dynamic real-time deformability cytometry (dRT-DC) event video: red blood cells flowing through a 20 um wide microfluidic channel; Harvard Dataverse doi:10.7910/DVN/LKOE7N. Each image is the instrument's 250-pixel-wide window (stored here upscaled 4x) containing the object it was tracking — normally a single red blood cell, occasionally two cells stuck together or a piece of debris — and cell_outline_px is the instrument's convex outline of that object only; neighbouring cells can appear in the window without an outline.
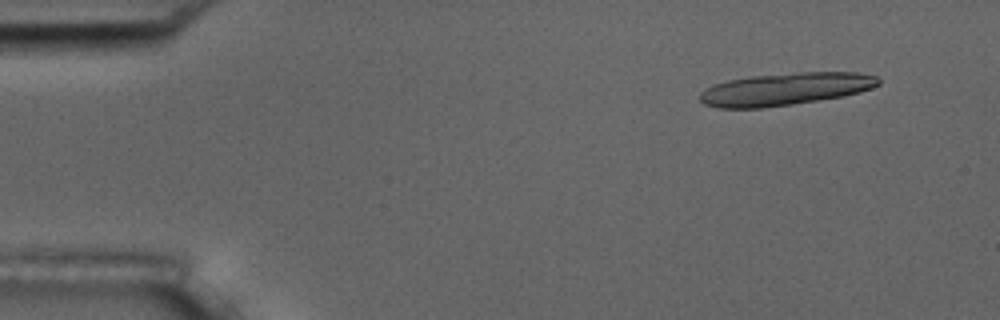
{"species": "common noctule bat (a hibernating species)", "species_latin": "Nyctalus noctula", "temperature_condition": "room temperature", "stored_images_in_passage": 4, "camera_frame_rate_fps": 3000, "um_per_image_px": 0.085, "animal": {"sex": "male", "body_mass_g": 17.5, "forearm_length_mm": 52.3}, "frame": {"image": 1, "passage_image": 1, "time_ms": 0.0, "image_size_px": [1000, 320], "cell_outline_px": [[880, 84], [872, 88], [844, 96], [792, 104], [760, 108], [720, 108], [704, 104], [700, 100], [700, 92], [716, 84], [728, 80], [748, 76], [796, 72], [856, 72], [876, 76], [880, 80]], "centroid_in_image_um": [66.76, 7.56], "position_along_channel_um": 18.2, "area_um2": 33.7}}